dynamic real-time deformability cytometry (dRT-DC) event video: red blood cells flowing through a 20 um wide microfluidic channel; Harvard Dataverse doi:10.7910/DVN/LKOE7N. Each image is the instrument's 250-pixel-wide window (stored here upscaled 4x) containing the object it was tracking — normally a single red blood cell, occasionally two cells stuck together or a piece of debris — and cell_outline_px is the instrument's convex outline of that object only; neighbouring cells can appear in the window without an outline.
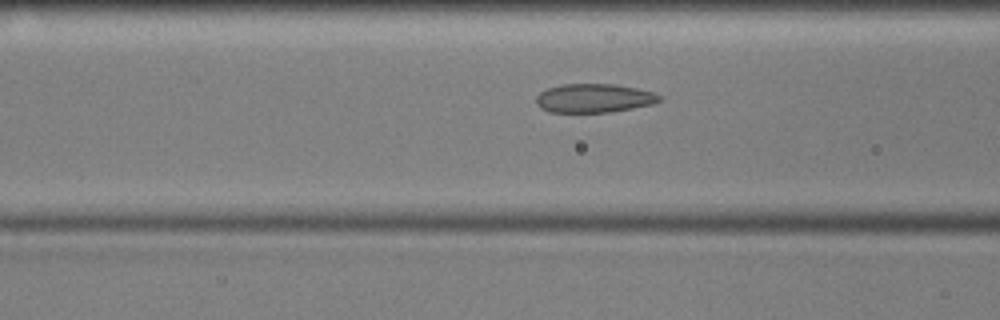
{"species": "common noctule bat (a hibernating species)", "species_latin": "Nyctalus noctula", "temperature_condition": "cold", "stored_images_in_passage": 50, "camera_frame_rate_fps": 3000, "um_per_image_px": 0.085, "animal": {"sex": "male", "body_mass_g": 17.9, "forearm_length_mm": 54.2}, "frame": {"image": 1, "passage_image": 21, "time_ms": 6.667, "image_size_px": [1000, 320], "cell_outline_px": [[660, 100], [652, 104], [612, 112], [548, 112], [540, 108], [536, 104], [536, 96], [540, 92], [548, 88], [560, 84], [612, 84], [636, 88], [652, 92], [660, 96]], "centroid_in_image_um": [50.43, 8.35], "position_along_channel_um": 116.2, "area_um2": 20.63}}
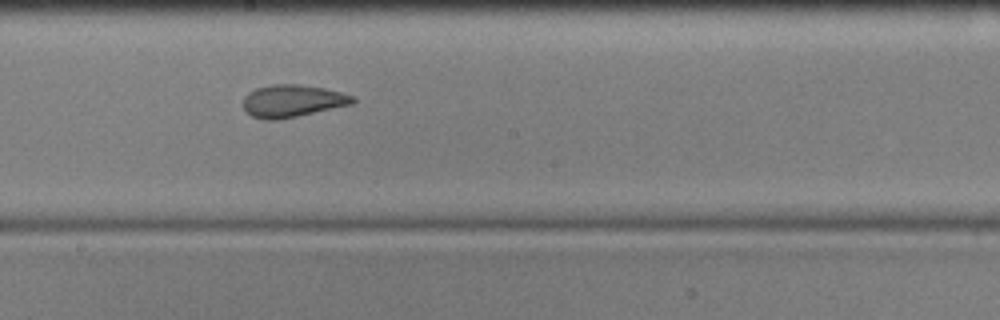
{"frame": {"image": 2, "passage_image": 30, "time_ms": 9.667, "image_size_px": [1000, 320], "cell_outline_px": [[356, 100], [352, 104], [296, 116], [276, 120], [264, 120], [252, 116], [244, 112], [244, 96], [248, 92], [256, 88], [272, 84], [296, 84], [324, 88], [356, 96]], "centroid_in_image_um": [24.83, 8.58], "position_along_channel_um": 223.4, "area_um2": 20.63}}
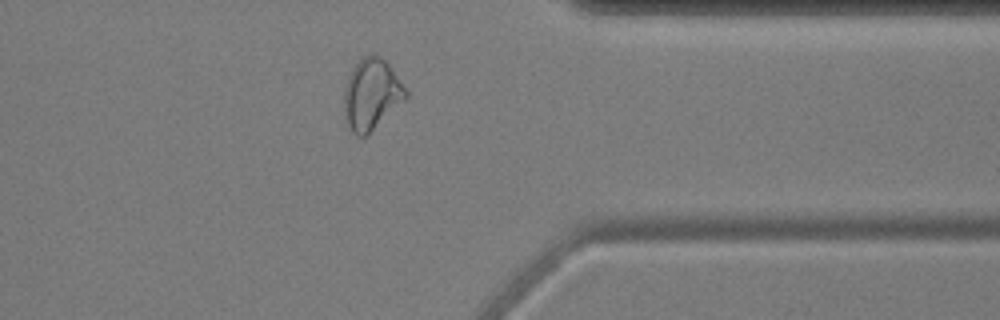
{"frame": {"image": 3, "passage_image": 44, "time_ms": 14.333, "image_size_px": [1000, 320], "cell_outline_px": [[408, 96], [404, 100], [364, 136], [356, 136], [352, 132], [344, 120], [344, 88], [352, 68], [364, 56], [372, 52], [380, 56], [388, 64], [408, 92]], "centroid_in_image_um": [31.54, 7.99], "position_along_channel_um": 379.9, "area_um2": 25.09}, "authors_computed_cell_mechanics": {"area_um2": 21.5883, "velocity_mm_per_s": 3.5661, "shape_relaxation_time_tau1_ms": 5.0996, "shape_relaxation_time_tau2_ms": 2.0143, "deformation_change_tau1": 0.1242, "deformation_change_tau2": 0.0687}}